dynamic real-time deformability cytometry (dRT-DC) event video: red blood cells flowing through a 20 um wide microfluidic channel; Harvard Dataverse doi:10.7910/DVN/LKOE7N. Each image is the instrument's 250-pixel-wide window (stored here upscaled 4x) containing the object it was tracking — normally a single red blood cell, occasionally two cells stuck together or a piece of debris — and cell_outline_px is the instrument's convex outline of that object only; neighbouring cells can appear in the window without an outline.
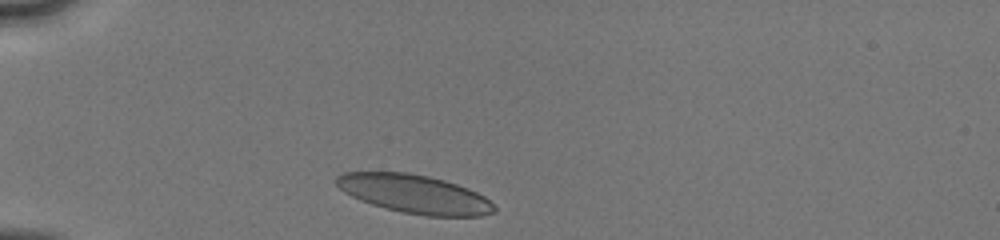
{"species": "human", "species_latin": "Homo sapiens", "temperature_condition": "cold", "stored_images_in_passage": 11, "camera_frame_rate_fps": 3000, "um_per_image_px": 0.085, "donor": {"sex": "male"}, "frame": {"image": 1, "passage_image": 1, "time_ms": 0.0, "image_size_px": [1000, 240], "cell_outline_px": [[496, 212], [480, 216], [424, 216], [384, 208], [360, 200], [344, 192], [336, 184], [336, 176], [344, 172], [408, 172], [428, 176], [444, 180], [468, 188], [484, 196], [496, 208]], "centroid_in_image_um": [35.23, 16.49], "position_along_channel_um": 49.8, "area_um2": 35.37}}
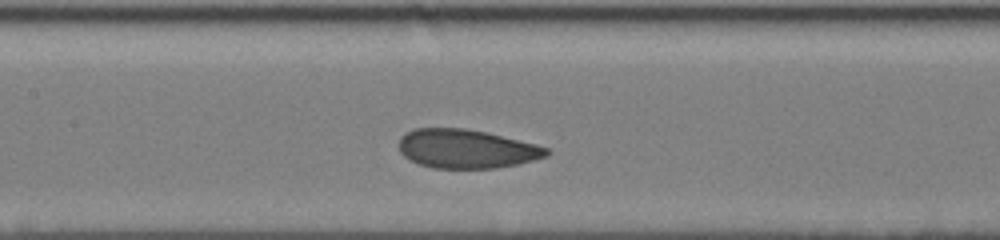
{"frame": {"image": 2, "passage_image": 7, "time_ms": 3.667, "image_size_px": [1000, 240], "cell_outline_px": [[552, 152], [548, 156], [516, 164], [496, 168], [432, 168], [408, 160], [400, 152], [400, 136], [404, 132], [416, 128], [464, 128], [488, 132], [536, 144], [548, 148]], "centroid_in_image_um": [39.64, 12.64], "position_along_channel_um": 167.8, "area_um2": 33.64}}
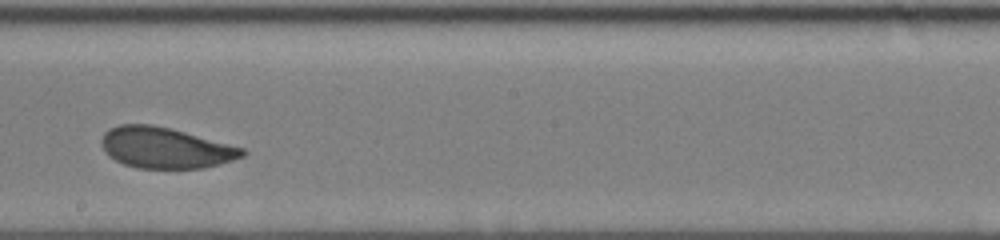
{"frame": {"image": 3, "passage_image": 10, "time_ms": 5.333, "image_size_px": [1000, 240], "cell_outline_px": [[248, 152], [244, 156], [220, 164], [204, 168], [136, 168], [124, 164], [108, 156], [100, 144], [100, 140], [104, 132], [108, 128], [120, 124], [152, 124], [184, 132], [244, 148]], "centroid_in_image_um": [14.02, 12.56], "position_along_channel_um": 234.2, "area_um2": 33.58}}